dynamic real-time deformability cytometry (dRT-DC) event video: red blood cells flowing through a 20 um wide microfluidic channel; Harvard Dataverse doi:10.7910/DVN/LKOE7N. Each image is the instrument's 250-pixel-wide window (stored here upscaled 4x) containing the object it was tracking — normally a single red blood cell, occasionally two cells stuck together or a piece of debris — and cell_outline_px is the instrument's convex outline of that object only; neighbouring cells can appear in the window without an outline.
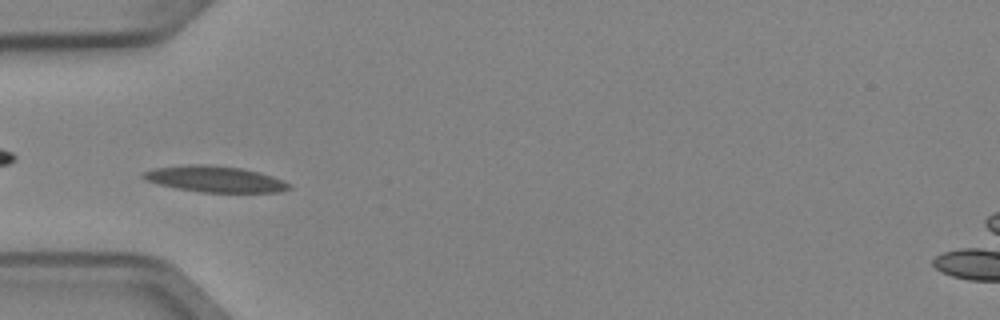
{"species": "Egyptian fruit bat (a non-hibernating species)", "species_latin": "Rousettus aegyptiacus", "temperature_condition": "cold", "stored_images_in_passage": 5, "camera_frame_rate_fps": 3000, "um_per_image_px": 0.085, "animal": {"sex": "female"}, "frame": {"image": 1, "passage_image": 4, "time_ms": 1.0, "image_size_px": [1000, 320], "cell_outline_px": [[292, 188], [280, 192], [200, 192], [176, 188], [144, 180], [140, 176], [144, 172], [156, 168], [196, 164], [204, 164], [240, 168], [272, 176], [284, 180], [292, 184]], "centroid_in_image_um": [18.3, 15.23], "position_along_channel_um": 66.7, "area_um2": 21.96}}
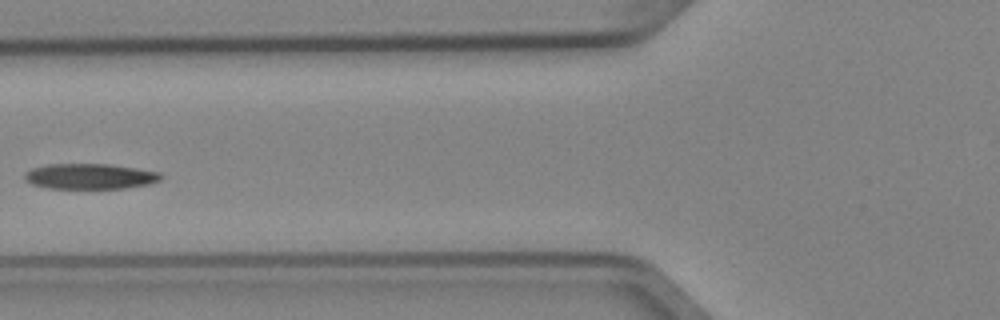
{"frame": {"image": 2, "passage_image": 5, "time_ms": 1.333, "image_size_px": [1000, 320], "cell_outline_px": [[164, 176], [160, 180], [148, 184], [124, 188], [48, 188], [32, 184], [24, 176], [32, 168], [48, 164], [108, 164], [136, 168], [160, 172]], "centroid_in_image_um": [7.69, 14.98], "position_along_channel_um": 118.1, "area_um2": 20.0}}